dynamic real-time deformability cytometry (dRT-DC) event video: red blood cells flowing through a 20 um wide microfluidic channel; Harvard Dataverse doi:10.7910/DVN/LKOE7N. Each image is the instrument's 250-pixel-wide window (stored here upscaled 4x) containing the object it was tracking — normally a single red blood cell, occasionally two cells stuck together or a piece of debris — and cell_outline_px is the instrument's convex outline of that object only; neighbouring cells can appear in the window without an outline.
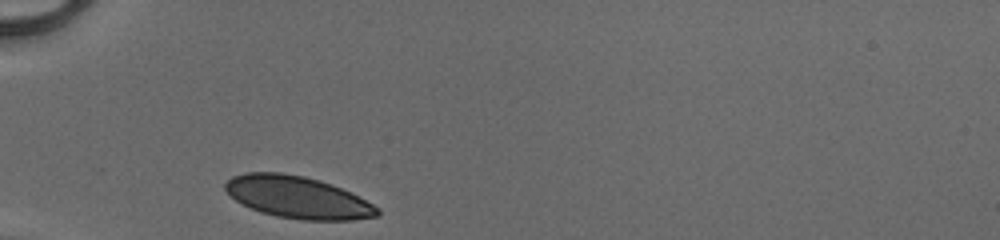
{"species": "human", "species_latin": "Homo sapiens", "temperature_condition": "cold", "stored_images_in_passage": 27, "camera_frame_rate_fps": 3000, "um_per_image_px": 0.085, "donor": {"sex": "male"}, "frame": {"image": 1, "passage_image": 1, "time_ms": 0.0, "image_size_px": [1000, 240], "cell_outline_px": [[380, 216], [352, 220], [300, 220], [276, 216], [260, 212], [236, 200], [224, 188], [224, 184], [232, 176], [244, 172], [280, 172], [304, 176], [320, 180], [332, 184], [380, 208]], "centroid_in_image_um": [25.3, 16.77], "position_along_channel_um": 59.7, "area_um2": 37.11}}
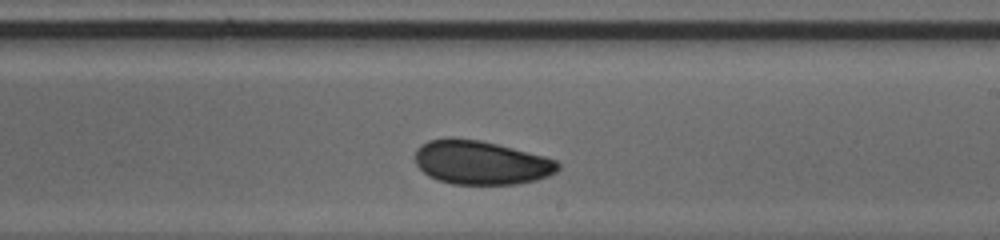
{"frame": {"image": 2, "passage_image": 16, "time_ms": 5.0, "image_size_px": [1000, 240], "cell_outline_px": [[560, 168], [556, 172], [548, 176], [536, 180], [520, 184], [452, 184], [428, 176], [416, 164], [416, 148], [428, 140], [480, 140], [544, 156], [556, 160], [560, 164]], "centroid_in_image_um": [40.93, 13.85], "position_along_channel_um": 248.1, "area_um2": 35.89}}
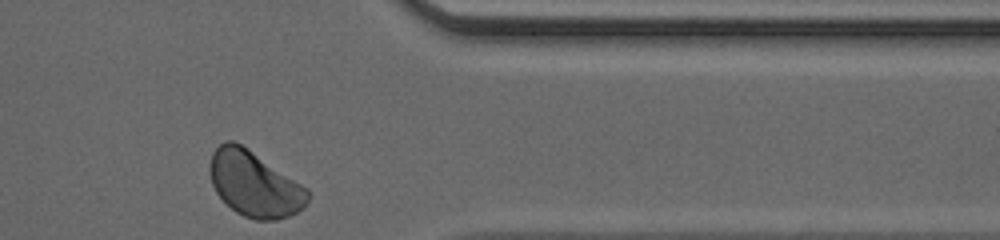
{"frame": {"image": 3, "passage_image": 27, "time_ms": 8.667, "image_size_px": [1000, 240], "cell_outline_px": [[308, 200], [304, 208], [288, 216], [276, 220], [256, 220], [244, 216], [236, 212], [216, 192], [212, 184], [208, 172], [208, 168], [212, 152], [220, 144], [228, 140], [232, 140], [240, 144], [308, 188]], "centroid_in_image_um": [21.61, 15.65], "position_along_channel_um": 389.8, "area_um2": 36.93}, "authors_computed_cell_mechanics": {"area_um2": 36.7608, "velocity_mm_per_s": 4.0632, "shape_relaxation_time_tau1_ms": 5.7991, "shape_relaxation_time_tau2_ms": null, "deformation_change_tau1": 0.1028, "deformation_change_tau2": null}}